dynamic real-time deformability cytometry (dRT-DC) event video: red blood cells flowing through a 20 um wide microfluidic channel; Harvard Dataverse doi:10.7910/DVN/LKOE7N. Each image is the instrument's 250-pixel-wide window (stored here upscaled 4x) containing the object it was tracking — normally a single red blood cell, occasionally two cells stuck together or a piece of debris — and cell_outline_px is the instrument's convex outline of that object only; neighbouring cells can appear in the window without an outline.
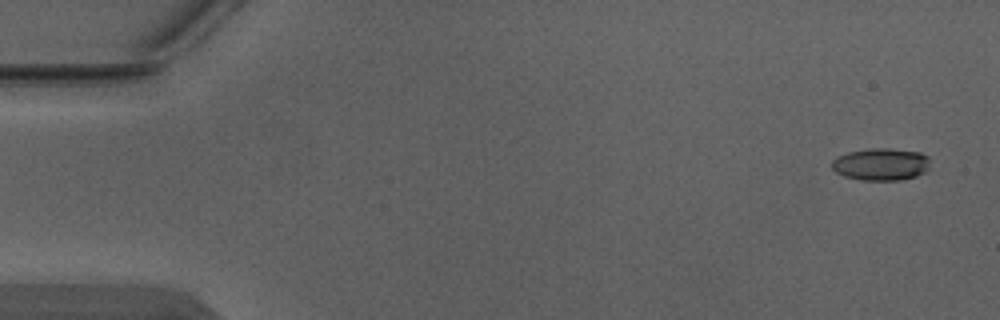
{"species": "Egyptian fruit bat (a non-hibernating species)", "species_latin": "Rousettus aegyptiacus", "temperature_condition": "warm", "stored_images_in_passage": 4, "camera_frame_rate_fps": 3000, "um_per_image_px": 0.085, "animal": {"sex": "male"}, "frame": {"image": 1, "passage_image": 1, "time_ms": 0.0, "image_size_px": [1000, 320], "cell_outline_px": [[928, 168], [924, 172], [916, 176], [900, 180], [860, 180], [844, 176], [836, 172], [832, 168], [832, 160], [836, 156], [848, 152], [872, 148], [888, 148], [920, 152], [928, 156]], "centroid_in_image_um": [74.86, 13.96], "position_along_channel_um": 10.1, "area_um2": 18.5}}
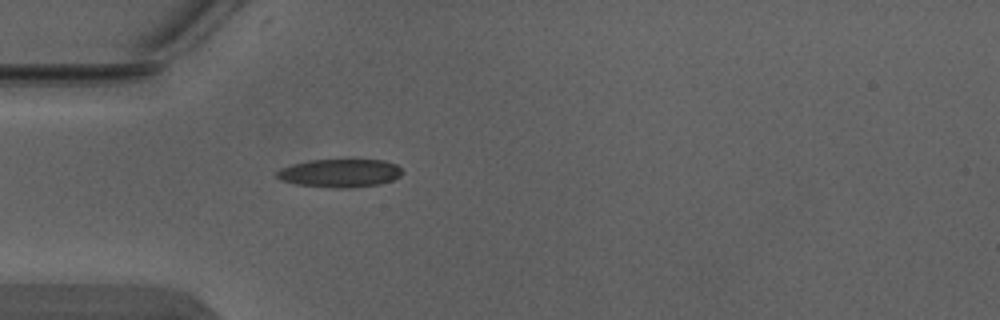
{"frame": {"image": 2, "passage_image": 4, "time_ms": 1.0, "image_size_px": [1000, 320], "cell_outline_px": [[404, 172], [400, 176], [392, 180], [380, 184], [352, 188], [332, 188], [296, 184], [280, 180], [276, 176], [276, 172], [280, 168], [292, 164], [308, 160], [384, 160], [396, 164]], "centroid_in_image_um": [28.88, 14.72], "position_along_channel_um": 56.1, "area_um2": 20.81}}